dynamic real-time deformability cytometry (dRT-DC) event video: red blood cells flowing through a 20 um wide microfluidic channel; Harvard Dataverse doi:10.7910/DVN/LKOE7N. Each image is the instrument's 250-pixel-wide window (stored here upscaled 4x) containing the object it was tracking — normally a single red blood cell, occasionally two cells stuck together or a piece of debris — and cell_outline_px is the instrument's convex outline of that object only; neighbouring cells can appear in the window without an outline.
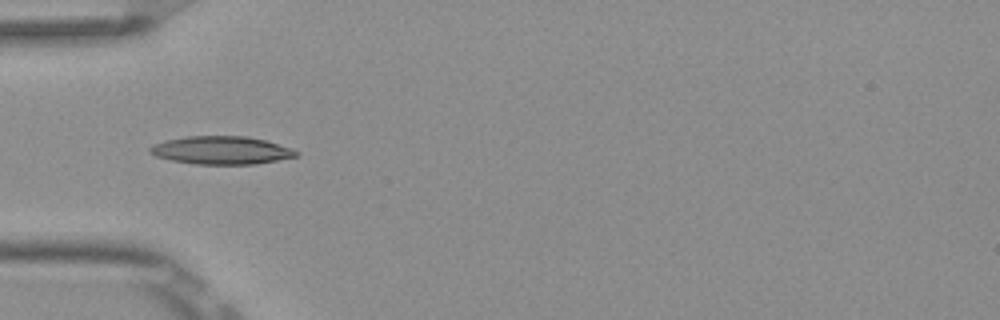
{"species": "Egyptian fruit bat (a non-hibernating species)", "species_latin": "Rousettus aegyptiacus", "temperature_condition": "room temperature", "stored_images_in_passage": 8, "camera_frame_rate_fps": 3000, "um_per_image_px": 0.085, "frame": {"image": 1, "passage_image": 5, "time_ms": 1.333, "image_size_px": [1000, 320], "cell_outline_px": [[300, 152], [296, 156], [256, 164], [196, 164], [172, 160], [156, 156], [148, 152], [148, 148], [152, 144], [184, 136], [248, 136], [264, 140], [292, 148]], "centroid_in_image_um": [18.79, 12.77], "position_along_channel_um": 66.2, "area_um2": 23.81}}
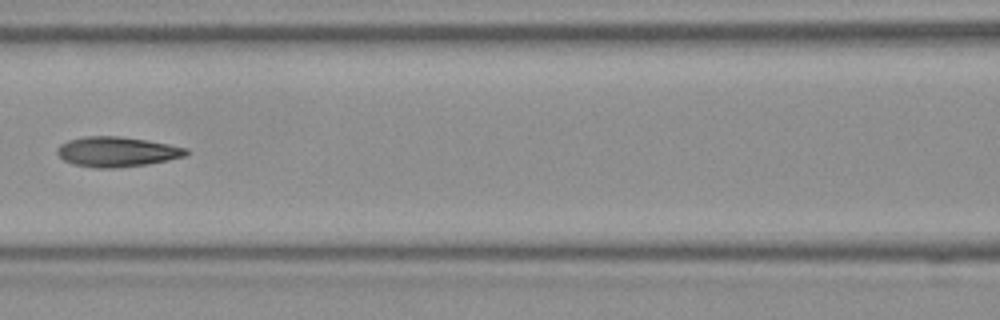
{"frame": {"image": 2, "passage_image": 7, "time_ms": 2.0, "image_size_px": [1000, 320], "cell_outline_px": [[188, 152], [184, 156], [168, 160], [148, 164], [116, 168], [96, 168], [72, 164], [64, 160], [56, 152], [56, 148], [60, 144], [68, 140], [84, 136], [120, 136], [148, 140], [188, 148]], "centroid_in_image_um": [9.91, 12.9], "position_along_channel_um": 156.7, "area_um2": 22.66}}
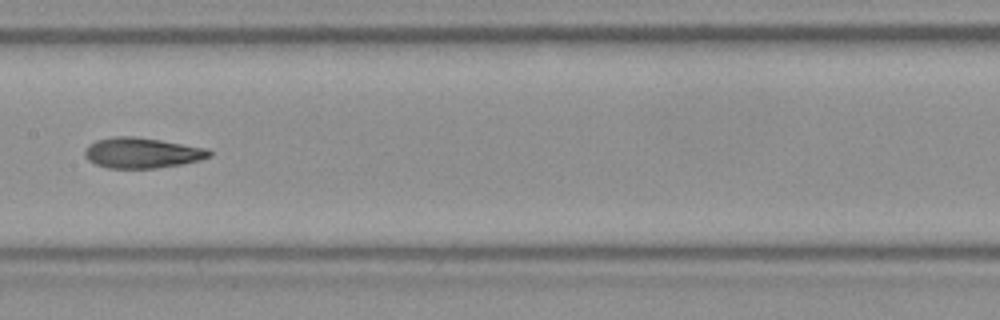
{"frame": {"image": 3, "passage_image": 8, "time_ms": 2.333, "image_size_px": [1000, 320], "cell_outline_px": [[212, 156], [200, 160], [180, 164], [156, 168], [108, 168], [96, 164], [88, 160], [84, 156], [84, 148], [88, 144], [96, 140], [112, 136], [132, 136], [160, 140], [208, 148], [212, 152]], "centroid_in_image_um": [12.05, 12.99], "position_along_channel_um": 195.4, "area_um2": 22.25}}